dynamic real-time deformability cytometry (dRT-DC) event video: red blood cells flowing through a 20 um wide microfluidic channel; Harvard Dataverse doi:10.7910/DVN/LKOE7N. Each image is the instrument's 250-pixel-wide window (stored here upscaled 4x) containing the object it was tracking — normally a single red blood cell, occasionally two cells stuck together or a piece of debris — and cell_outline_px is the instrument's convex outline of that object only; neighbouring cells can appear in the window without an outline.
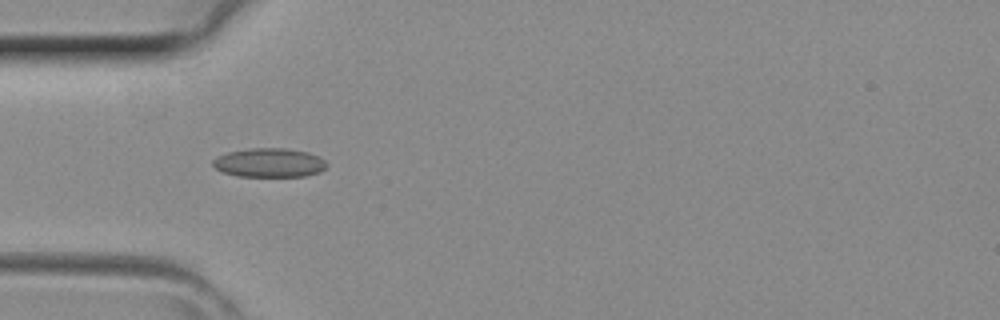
{"species": "common noctule bat (a hibernating species)", "species_latin": "Nyctalus noctula", "temperature_condition": "room temperature", "stored_images_in_passage": 36, "camera_frame_rate_fps": 3000, "um_per_image_px": 0.085, "animal": {"sex": "female", "body_mass_g": 29.2, "forearm_length_mm": 56.3}, "frame": {"image": 1, "passage_image": 7, "time_ms": 2.0, "image_size_px": [1000, 320], "cell_outline_px": [[328, 164], [320, 172], [304, 176], [236, 176], [224, 172], [216, 168], [212, 164], [212, 160], [216, 156], [228, 152], [248, 148], [284, 148], [308, 152], [320, 156]], "centroid_in_image_um": [22.89, 13.82], "position_along_channel_um": 62.1, "area_um2": 19.31}}
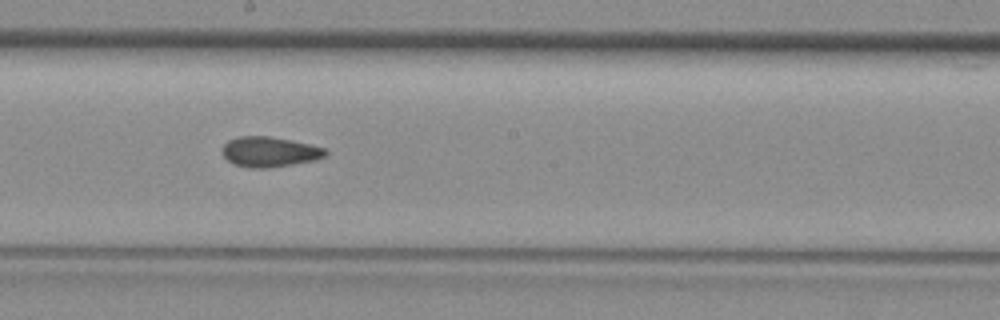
{"frame": {"image": 2, "passage_image": 17, "time_ms": 5.333, "image_size_px": [1000, 320], "cell_outline_px": [[328, 156], [316, 160], [268, 168], [248, 168], [236, 164], [228, 160], [220, 152], [224, 144], [228, 140], [240, 136], [268, 136], [328, 148]], "centroid_in_image_um": [22.93, 12.91], "position_along_channel_um": 225.3, "area_um2": 18.21}}
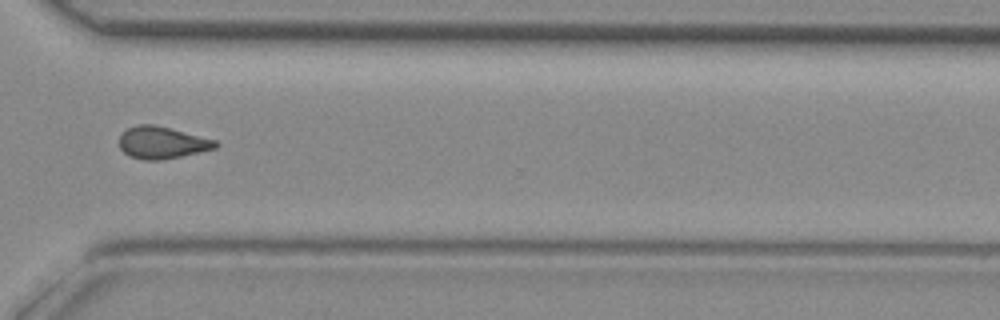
{"frame": {"image": 3, "passage_image": 25, "time_ms": 8.0, "image_size_px": [1000, 320], "cell_outline_px": [[220, 144], [216, 148], [200, 152], [160, 160], [144, 160], [128, 156], [120, 148], [120, 136], [128, 128], [136, 124], [152, 124], [216, 140]], "centroid_in_image_um": [13.77, 12.13], "position_along_channel_um": 356.8, "area_um2": 17.8}}